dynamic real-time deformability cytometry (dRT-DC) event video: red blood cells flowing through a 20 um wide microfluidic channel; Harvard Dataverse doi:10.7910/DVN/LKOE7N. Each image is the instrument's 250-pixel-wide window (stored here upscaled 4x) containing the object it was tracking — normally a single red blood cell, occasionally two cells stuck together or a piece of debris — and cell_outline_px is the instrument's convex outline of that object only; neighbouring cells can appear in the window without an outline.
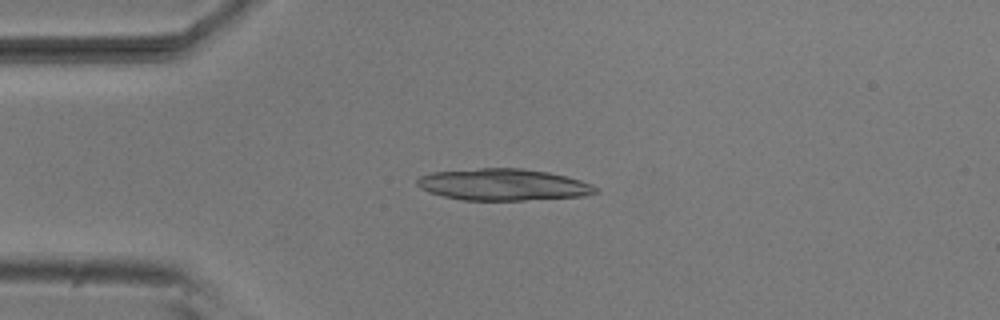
{"species": "common noctule bat (a hibernating species)", "species_latin": "Nyctalus noctula", "temperature_condition": "room temperature", "stored_images_in_passage": 32, "camera_frame_rate_fps": 3000, "um_per_image_px": 0.085, "animal": {"sex": "male", "body_mass_g": 20.5, "forearm_length_mm": 52.5}, "frame": {"image": 1, "passage_image": 8, "time_ms": 2.333, "image_size_px": [1000, 320], "cell_outline_px": [[600, 192], [584, 196], [524, 200], [464, 200], [444, 196], [428, 192], [420, 188], [416, 184], [416, 180], [420, 176], [432, 172], [480, 168], [524, 168], [548, 172], [580, 180], [592, 184], [600, 188]], "centroid_in_image_um": [42.79, 15.69], "position_along_channel_um": 42.2, "area_um2": 33.06}}